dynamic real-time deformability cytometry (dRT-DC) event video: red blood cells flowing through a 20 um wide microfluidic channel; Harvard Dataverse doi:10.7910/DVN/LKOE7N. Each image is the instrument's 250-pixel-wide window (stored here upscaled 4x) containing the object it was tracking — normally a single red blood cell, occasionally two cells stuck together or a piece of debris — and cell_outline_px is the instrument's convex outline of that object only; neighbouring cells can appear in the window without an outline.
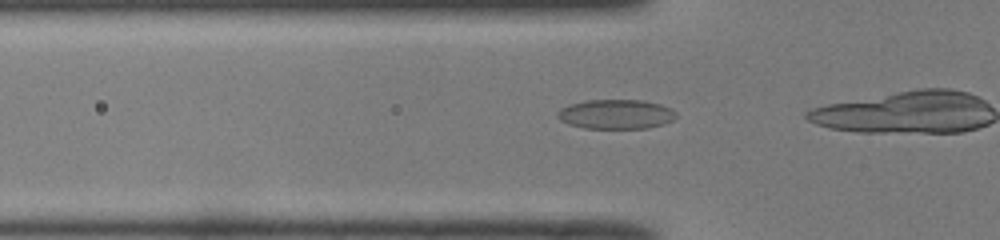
{"species": "common noctule bat (a hibernating species)", "species_latin": "Nyctalus noctula", "temperature_condition": "room temperature", "stored_images_in_passage": 18, "camera_frame_rate_fps": 3000, "um_per_image_px": 0.085, "animal": {"sex": "male", "body_mass_g": 19.0, "forearm_length_mm": 50.8}, "frame": {"image": 1, "passage_image": 14, "time_ms": 4.333, "image_size_px": [1000, 240], "cell_outline_px": [[676, 116], [672, 120], [664, 124], [648, 128], [584, 128], [568, 124], [560, 120], [556, 116], [556, 112], [560, 108], [568, 104], [588, 100], [644, 100], [660, 104], [672, 108], [676, 112]], "centroid_in_image_um": [52.34, 9.7], "position_along_channel_um": 73.5, "area_um2": 20.58}}
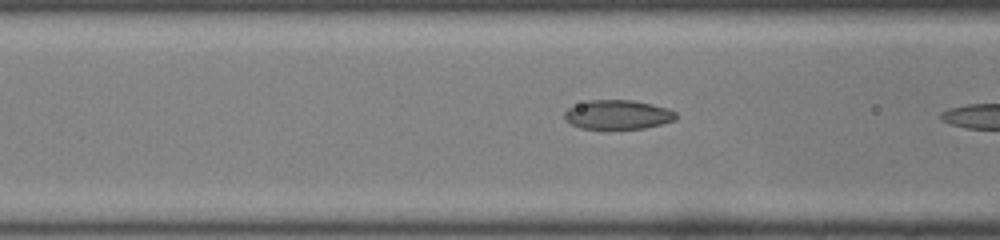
{"frame": {"image": 2, "passage_image": 17, "time_ms": 5.333, "image_size_px": [1000, 240], "cell_outline_px": [[676, 120], [644, 128], [580, 128], [572, 124], [564, 116], [564, 112], [568, 108], [588, 100], [632, 100], [652, 104], [668, 108], [676, 112]], "centroid_in_image_um": [52.53, 9.73], "position_along_channel_um": 114.1, "area_um2": 18.73}}